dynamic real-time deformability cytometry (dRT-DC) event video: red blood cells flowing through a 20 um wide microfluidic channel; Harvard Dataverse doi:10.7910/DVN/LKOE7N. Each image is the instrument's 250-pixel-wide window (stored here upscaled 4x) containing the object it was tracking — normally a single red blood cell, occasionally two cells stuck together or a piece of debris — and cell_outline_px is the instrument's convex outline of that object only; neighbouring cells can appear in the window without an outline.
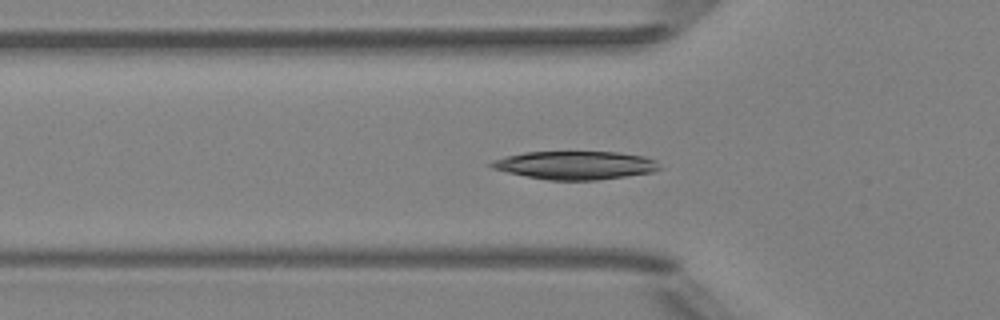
{"species": "Egyptian fruit bat (a non-hibernating species)", "species_latin": "Rousettus aegyptiacus", "temperature_condition": "room temperature", "stored_images_in_passage": 50, "segment_of_instrument_passage": [1, 2], "camera_frame_rate_fps": 3000, "um_per_image_px": 0.085, "animal": {"sex": "female"}, "frame": {"image": 1, "passage_image": 15, "time_ms": 4.667, "image_size_px": [1000, 320], "cell_outline_px": [[664, 168], [652, 172], [596, 180], [548, 180], [508, 172], [492, 168], [488, 164], [492, 160], [524, 152], [616, 152], [644, 156], [656, 160]], "centroid_in_image_um": [48.94, 14.04], "position_along_channel_um": 76.9, "area_um2": 27.57}}
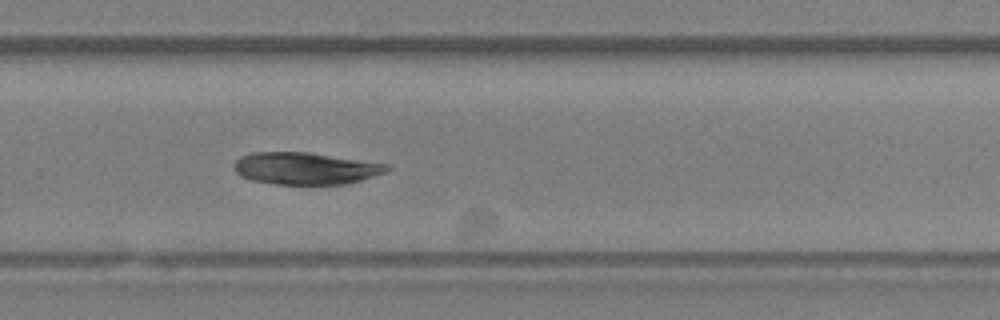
{"frame": {"image": 2, "passage_image": 32, "time_ms": 10.333, "image_size_px": [1000, 320], "cell_outline_px": [[392, 168], [388, 172], [348, 184], [276, 184], [252, 180], [240, 176], [232, 168], [232, 164], [240, 156], [252, 152], [308, 152], [388, 164]], "centroid_in_image_um": [25.96, 14.31], "position_along_channel_um": 303.8, "area_um2": 28.78}}
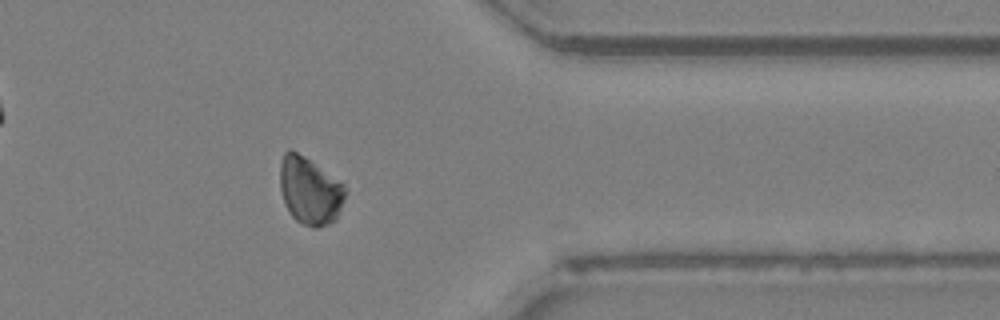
{"frame": {"image": 3, "passage_image": 39, "time_ms": 12.667, "image_size_px": [1000, 320], "cell_outline_px": [[348, 192], [336, 220], [320, 228], [312, 228], [296, 220], [292, 216], [284, 204], [280, 188], [280, 164], [284, 152], [288, 148], [292, 148], [304, 156], [344, 184]], "centroid_in_image_um": [26.34, 16.22], "position_along_channel_um": 385.1, "area_um2": 26.01}}